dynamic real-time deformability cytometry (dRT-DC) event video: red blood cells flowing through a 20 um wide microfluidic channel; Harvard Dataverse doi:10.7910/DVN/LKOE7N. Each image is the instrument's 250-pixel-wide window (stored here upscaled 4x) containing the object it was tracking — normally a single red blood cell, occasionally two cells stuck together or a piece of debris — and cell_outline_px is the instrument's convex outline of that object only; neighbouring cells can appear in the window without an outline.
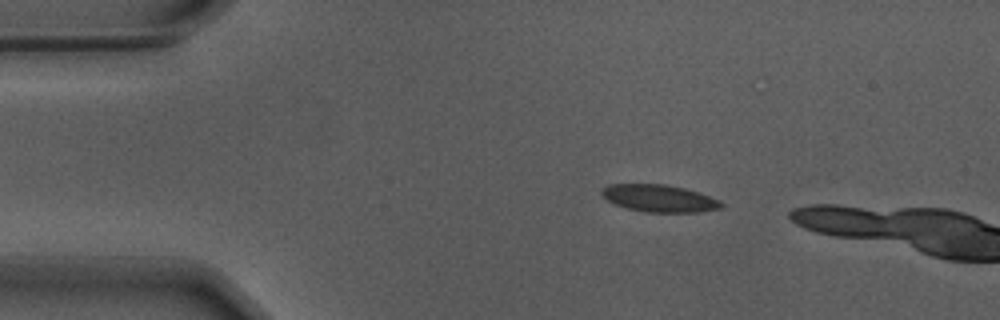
{"species": "Egyptian fruit bat (a non-hibernating species)", "species_latin": "Rousettus aegyptiacus", "temperature_condition": "warm", "stored_images_in_passage": 11, "camera_frame_rate_fps": 3000, "um_per_image_px": 0.085, "animal": {"sex": "male"}, "frame": {"image": 1, "passage_image": 7, "time_ms": 2.0, "image_size_px": [1000, 320], "cell_outline_px": [[724, 208], [696, 212], [648, 212], [628, 208], [616, 204], [608, 200], [600, 192], [608, 184], [664, 184], [684, 188], [720, 200], [724, 204]], "centroid_in_image_um": [56.07, 16.86], "position_along_channel_um": 28.9, "area_um2": 18.73}}